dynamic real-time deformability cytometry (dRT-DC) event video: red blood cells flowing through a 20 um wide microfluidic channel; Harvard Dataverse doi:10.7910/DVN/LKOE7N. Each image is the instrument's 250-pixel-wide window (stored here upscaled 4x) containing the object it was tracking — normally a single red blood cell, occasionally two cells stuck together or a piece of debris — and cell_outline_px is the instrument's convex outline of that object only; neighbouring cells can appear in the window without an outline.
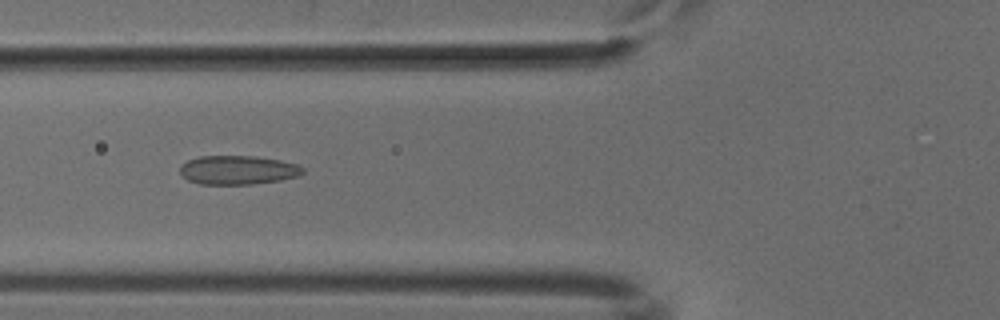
{"species": "common noctule bat (a hibernating species)", "species_latin": "Nyctalus noctula", "temperature_condition": "cold", "stored_images_in_passage": 36, "camera_frame_rate_fps": 3000, "um_per_image_px": 0.085, "animal": {"sex": "male", "body_mass_g": 18.8}, "frame": {"image": 1, "passage_image": 4, "time_ms": 1.0, "image_size_px": [1000, 320], "cell_outline_px": [[304, 172], [300, 176], [280, 180], [252, 184], [200, 184], [188, 180], [180, 172], [180, 164], [188, 160], [200, 156], [252, 156], [280, 160], [296, 164], [304, 168]], "centroid_in_image_um": [20.22, 14.45], "position_along_channel_um": 105.6, "area_um2": 20.69}}
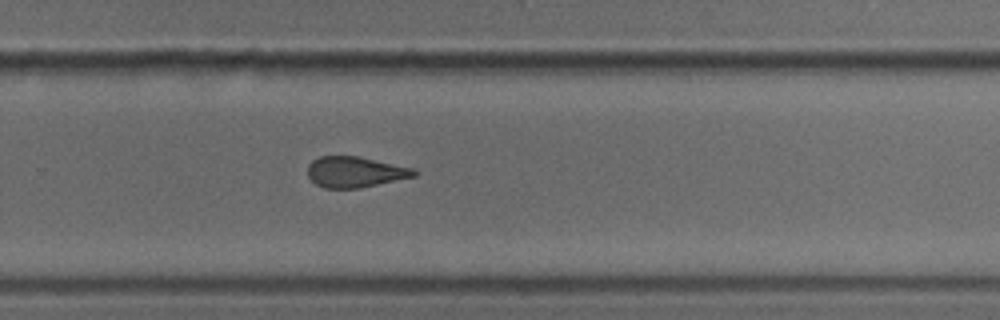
{"frame": {"image": 2, "passage_image": 19, "time_ms": 6.0, "image_size_px": [1000, 320], "cell_outline_px": [[416, 176], [360, 188], [324, 188], [316, 184], [308, 176], [308, 164], [312, 160], [320, 156], [360, 156], [416, 168]], "centroid_in_image_um": [30.2, 14.61], "position_along_channel_um": 299.6, "area_um2": 19.25}}
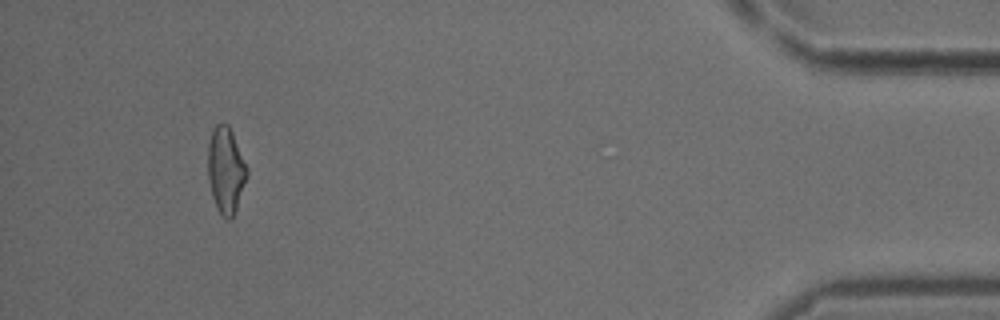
{"frame": {"image": 3, "passage_image": 33, "time_ms": 10.667, "image_size_px": [1000, 320], "cell_outline_px": [[248, 176], [232, 220], [224, 220], [216, 208], [212, 196], [208, 180], [208, 144], [212, 128], [216, 124], [228, 124], [232, 132], [248, 168]], "centroid_in_image_um": [19.19, 14.5], "position_along_channel_um": 416.0, "area_um2": 19.88}}